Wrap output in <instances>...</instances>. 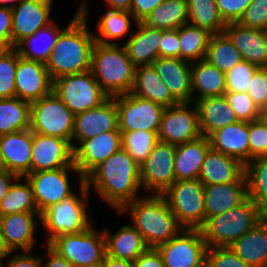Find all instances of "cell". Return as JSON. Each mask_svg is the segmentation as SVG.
<instances>
[{
	"instance_id": "obj_27",
	"label": "cell",
	"mask_w": 267,
	"mask_h": 267,
	"mask_svg": "<svg viewBox=\"0 0 267 267\" xmlns=\"http://www.w3.org/2000/svg\"><path fill=\"white\" fill-rule=\"evenodd\" d=\"M111 231L109 225H104L102 230L106 242V255L116 259L134 261L143 254L149 246L143 236L131 225L129 221ZM127 222V223H126ZM108 226V227H107Z\"/></svg>"
},
{
	"instance_id": "obj_61",
	"label": "cell",
	"mask_w": 267,
	"mask_h": 267,
	"mask_svg": "<svg viewBox=\"0 0 267 267\" xmlns=\"http://www.w3.org/2000/svg\"><path fill=\"white\" fill-rule=\"evenodd\" d=\"M101 267H134V263L132 261L116 259L106 255Z\"/></svg>"
},
{
	"instance_id": "obj_10",
	"label": "cell",
	"mask_w": 267,
	"mask_h": 267,
	"mask_svg": "<svg viewBox=\"0 0 267 267\" xmlns=\"http://www.w3.org/2000/svg\"><path fill=\"white\" fill-rule=\"evenodd\" d=\"M75 115L52 91L31 103L30 129L32 132L68 140L72 145Z\"/></svg>"
},
{
	"instance_id": "obj_11",
	"label": "cell",
	"mask_w": 267,
	"mask_h": 267,
	"mask_svg": "<svg viewBox=\"0 0 267 267\" xmlns=\"http://www.w3.org/2000/svg\"><path fill=\"white\" fill-rule=\"evenodd\" d=\"M53 92L74 115L96 108L109 98L90 70L53 80Z\"/></svg>"
},
{
	"instance_id": "obj_59",
	"label": "cell",
	"mask_w": 267,
	"mask_h": 267,
	"mask_svg": "<svg viewBox=\"0 0 267 267\" xmlns=\"http://www.w3.org/2000/svg\"><path fill=\"white\" fill-rule=\"evenodd\" d=\"M19 178L14 173L0 167V201L7 195L12 184Z\"/></svg>"
},
{
	"instance_id": "obj_4",
	"label": "cell",
	"mask_w": 267,
	"mask_h": 267,
	"mask_svg": "<svg viewBox=\"0 0 267 267\" xmlns=\"http://www.w3.org/2000/svg\"><path fill=\"white\" fill-rule=\"evenodd\" d=\"M90 71L109 97L130 93L133 88L135 66L124 45L95 42Z\"/></svg>"
},
{
	"instance_id": "obj_62",
	"label": "cell",
	"mask_w": 267,
	"mask_h": 267,
	"mask_svg": "<svg viewBox=\"0 0 267 267\" xmlns=\"http://www.w3.org/2000/svg\"><path fill=\"white\" fill-rule=\"evenodd\" d=\"M12 253L0 232V266Z\"/></svg>"
},
{
	"instance_id": "obj_41",
	"label": "cell",
	"mask_w": 267,
	"mask_h": 267,
	"mask_svg": "<svg viewBox=\"0 0 267 267\" xmlns=\"http://www.w3.org/2000/svg\"><path fill=\"white\" fill-rule=\"evenodd\" d=\"M205 60L226 73L243 59L239 50L232 44L228 36L222 32L212 34Z\"/></svg>"
},
{
	"instance_id": "obj_58",
	"label": "cell",
	"mask_w": 267,
	"mask_h": 267,
	"mask_svg": "<svg viewBox=\"0 0 267 267\" xmlns=\"http://www.w3.org/2000/svg\"><path fill=\"white\" fill-rule=\"evenodd\" d=\"M134 267H165L163 259L157 248L149 247L134 261Z\"/></svg>"
},
{
	"instance_id": "obj_3",
	"label": "cell",
	"mask_w": 267,
	"mask_h": 267,
	"mask_svg": "<svg viewBox=\"0 0 267 267\" xmlns=\"http://www.w3.org/2000/svg\"><path fill=\"white\" fill-rule=\"evenodd\" d=\"M113 213L120 218L127 216L146 244L153 248L169 241L183 229L162 195L145 194Z\"/></svg>"
},
{
	"instance_id": "obj_52",
	"label": "cell",
	"mask_w": 267,
	"mask_h": 267,
	"mask_svg": "<svg viewBox=\"0 0 267 267\" xmlns=\"http://www.w3.org/2000/svg\"><path fill=\"white\" fill-rule=\"evenodd\" d=\"M252 0H216V5L223 21L237 23Z\"/></svg>"
},
{
	"instance_id": "obj_18",
	"label": "cell",
	"mask_w": 267,
	"mask_h": 267,
	"mask_svg": "<svg viewBox=\"0 0 267 267\" xmlns=\"http://www.w3.org/2000/svg\"><path fill=\"white\" fill-rule=\"evenodd\" d=\"M113 130H119L115 96L96 108L75 115L72 148L74 150L83 140Z\"/></svg>"
},
{
	"instance_id": "obj_40",
	"label": "cell",
	"mask_w": 267,
	"mask_h": 267,
	"mask_svg": "<svg viewBox=\"0 0 267 267\" xmlns=\"http://www.w3.org/2000/svg\"><path fill=\"white\" fill-rule=\"evenodd\" d=\"M188 23L211 34L224 31L226 23L219 14L216 0H187Z\"/></svg>"
},
{
	"instance_id": "obj_46",
	"label": "cell",
	"mask_w": 267,
	"mask_h": 267,
	"mask_svg": "<svg viewBox=\"0 0 267 267\" xmlns=\"http://www.w3.org/2000/svg\"><path fill=\"white\" fill-rule=\"evenodd\" d=\"M224 97L231 105L238 121L251 122L260 119V110L247 92L226 91Z\"/></svg>"
},
{
	"instance_id": "obj_37",
	"label": "cell",
	"mask_w": 267,
	"mask_h": 267,
	"mask_svg": "<svg viewBox=\"0 0 267 267\" xmlns=\"http://www.w3.org/2000/svg\"><path fill=\"white\" fill-rule=\"evenodd\" d=\"M31 103L18 97L0 99V135L30 129Z\"/></svg>"
},
{
	"instance_id": "obj_45",
	"label": "cell",
	"mask_w": 267,
	"mask_h": 267,
	"mask_svg": "<svg viewBox=\"0 0 267 267\" xmlns=\"http://www.w3.org/2000/svg\"><path fill=\"white\" fill-rule=\"evenodd\" d=\"M17 63L18 52L15 48L0 50V99L16 96Z\"/></svg>"
},
{
	"instance_id": "obj_33",
	"label": "cell",
	"mask_w": 267,
	"mask_h": 267,
	"mask_svg": "<svg viewBox=\"0 0 267 267\" xmlns=\"http://www.w3.org/2000/svg\"><path fill=\"white\" fill-rule=\"evenodd\" d=\"M192 102L208 97L224 96L226 92L225 73L207 60L191 63Z\"/></svg>"
},
{
	"instance_id": "obj_15",
	"label": "cell",
	"mask_w": 267,
	"mask_h": 267,
	"mask_svg": "<svg viewBox=\"0 0 267 267\" xmlns=\"http://www.w3.org/2000/svg\"><path fill=\"white\" fill-rule=\"evenodd\" d=\"M118 128L125 131H158L164 107L153 101L127 93L115 96Z\"/></svg>"
},
{
	"instance_id": "obj_42",
	"label": "cell",
	"mask_w": 267,
	"mask_h": 267,
	"mask_svg": "<svg viewBox=\"0 0 267 267\" xmlns=\"http://www.w3.org/2000/svg\"><path fill=\"white\" fill-rule=\"evenodd\" d=\"M19 212H38L31 184L25 177H19L0 201V215Z\"/></svg>"
},
{
	"instance_id": "obj_16",
	"label": "cell",
	"mask_w": 267,
	"mask_h": 267,
	"mask_svg": "<svg viewBox=\"0 0 267 267\" xmlns=\"http://www.w3.org/2000/svg\"><path fill=\"white\" fill-rule=\"evenodd\" d=\"M55 1L57 0H23L12 8L11 42L13 48L20 41L55 20V13H52L55 11Z\"/></svg>"
},
{
	"instance_id": "obj_13",
	"label": "cell",
	"mask_w": 267,
	"mask_h": 267,
	"mask_svg": "<svg viewBox=\"0 0 267 267\" xmlns=\"http://www.w3.org/2000/svg\"><path fill=\"white\" fill-rule=\"evenodd\" d=\"M201 136L198 110L194 102H179L164 109L158 130L160 142L177 146Z\"/></svg>"
},
{
	"instance_id": "obj_54",
	"label": "cell",
	"mask_w": 267,
	"mask_h": 267,
	"mask_svg": "<svg viewBox=\"0 0 267 267\" xmlns=\"http://www.w3.org/2000/svg\"><path fill=\"white\" fill-rule=\"evenodd\" d=\"M159 57L180 58L178 29L162 30Z\"/></svg>"
},
{
	"instance_id": "obj_26",
	"label": "cell",
	"mask_w": 267,
	"mask_h": 267,
	"mask_svg": "<svg viewBox=\"0 0 267 267\" xmlns=\"http://www.w3.org/2000/svg\"><path fill=\"white\" fill-rule=\"evenodd\" d=\"M137 24L130 11L105 8L96 19L93 29L96 42L123 45Z\"/></svg>"
},
{
	"instance_id": "obj_7",
	"label": "cell",
	"mask_w": 267,
	"mask_h": 267,
	"mask_svg": "<svg viewBox=\"0 0 267 267\" xmlns=\"http://www.w3.org/2000/svg\"><path fill=\"white\" fill-rule=\"evenodd\" d=\"M25 178L31 184L40 214L53 204L69 199L85 185V177L74 164L57 170L29 173Z\"/></svg>"
},
{
	"instance_id": "obj_17",
	"label": "cell",
	"mask_w": 267,
	"mask_h": 267,
	"mask_svg": "<svg viewBox=\"0 0 267 267\" xmlns=\"http://www.w3.org/2000/svg\"><path fill=\"white\" fill-rule=\"evenodd\" d=\"M39 212H19L1 216L0 232L7 246L14 251H32L39 246L38 234L41 232Z\"/></svg>"
},
{
	"instance_id": "obj_35",
	"label": "cell",
	"mask_w": 267,
	"mask_h": 267,
	"mask_svg": "<svg viewBox=\"0 0 267 267\" xmlns=\"http://www.w3.org/2000/svg\"><path fill=\"white\" fill-rule=\"evenodd\" d=\"M229 247L250 267H267V216Z\"/></svg>"
},
{
	"instance_id": "obj_63",
	"label": "cell",
	"mask_w": 267,
	"mask_h": 267,
	"mask_svg": "<svg viewBox=\"0 0 267 267\" xmlns=\"http://www.w3.org/2000/svg\"><path fill=\"white\" fill-rule=\"evenodd\" d=\"M23 0H0L1 7L13 8L20 4Z\"/></svg>"
},
{
	"instance_id": "obj_2",
	"label": "cell",
	"mask_w": 267,
	"mask_h": 267,
	"mask_svg": "<svg viewBox=\"0 0 267 267\" xmlns=\"http://www.w3.org/2000/svg\"><path fill=\"white\" fill-rule=\"evenodd\" d=\"M89 0H80V13L60 32L45 66L52 80L68 74L89 71L94 44L90 27ZM90 10V11H89ZM91 28V29H90Z\"/></svg>"
},
{
	"instance_id": "obj_43",
	"label": "cell",
	"mask_w": 267,
	"mask_h": 267,
	"mask_svg": "<svg viewBox=\"0 0 267 267\" xmlns=\"http://www.w3.org/2000/svg\"><path fill=\"white\" fill-rule=\"evenodd\" d=\"M248 197L267 214V154L245 165Z\"/></svg>"
},
{
	"instance_id": "obj_49",
	"label": "cell",
	"mask_w": 267,
	"mask_h": 267,
	"mask_svg": "<svg viewBox=\"0 0 267 267\" xmlns=\"http://www.w3.org/2000/svg\"><path fill=\"white\" fill-rule=\"evenodd\" d=\"M205 267H250L230 247L207 249Z\"/></svg>"
},
{
	"instance_id": "obj_6",
	"label": "cell",
	"mask_w": 267,
	"mask_h": 267,
	"mask_svg": "<svg viewBox=\"0 0 267 267\" xmlns=\"http://www.w3.org/2000/svg\"><path fill=\"white\" fill-rule=\"evenodd\" d=\"M267 214L249 197L222 214L209 217L199 228L208 248L229 247Z\"/></svg>"
},
{
	"instance_id": "obj_51",
	"label": "cell",
	"mask_w": 267,
	"mask_h": 267,
	"mask_svg": "<svg viewBox=\"0 0 267 267\" xmlns=\"http://www.w3.org/2000/svg\"><path fill=\"white\" fill-rule=\"evenodd\" d=\"M247 94L254 104L261 110L267 107V67L258 68L253 74Z\"/></svg>"
},
{
	"instance_id": "obj_24",
	"label": "cell",
	"mask_w": 267,
	"mask_h": 267,
	"mask_svg": "<svg viewBox=\"0 0 267 267\" xmlns=\"http://www.w3.org/2000/svg\"><path fill=\"white\" fill-rule=\"evenodd\" d=\"M151 65L178 102H192L191 62L158 57Z\"/></svg>"
},
{
	"instance_id": "obj_48",
	"label": "cell",
	"mask_w": 267,
	"mask_h": 267,
	"mask_svg": "<svg viewBox=\"0 0 267 267\" xmlns=\"http://www.w3.org/2000/svg\"><path fill=\"white\" fill-rule=\"evenodd\" d=\"M237 23L245 28L267 31V0H252Z\"/></svg>"
},
{
	"instance_id": "obj_32",
	"label": "cell",
	"mask_w": 267,
	"mask_h": 267,
	"mask_svg": "<svg viewBox=\"0 0 267 267\" xmlns=\"http://www.w3.org/2000/svg\"><path fill=\"white\" fill-rule=\"evenodd\" d=\"M210 149L209 139L205 136L177 145L174 158L176 181L199 179L202 164Z\"/></svg>"
},
{
	"instance_id": "obj_64",
	"label": "cell",
	"mask_w": 267,
	"mask_h": 267,
	"mask_svg": "<svg viewBox=\"0 0 267 267\" xmlns=\"http://www.w3.org/2000/svg\"><path fill=\"white\" fill-rule=\"evenodd\" d=\"M260 119L267 125V107L260 110Z\"/></svg>"
},
{
	"instance_id": "obj_1",
	"label": "cell",
	"mask_w": 267,
	"mask_h": 267,
	"mask_svg": "<svg viewBox=\"0 0 267 267\" xmlns=\"http://www.w3.org/2000/svg\"><path fill=\"white\" fill-rule=\"evenodd\" d=\"M85 185L94 198L109 205L114 212L145 195L140 166L122 148L96 166L85 177Z\"/></svg>"
},
{
	"instance_id": "obj_39",
	"label": "cell",
	"mask_w": 267,
	"mask_h": 267,
	"mask_svg": "<svg viewBox=\"0 0 267 267\" xmlns=\"http://www.w3.org/2000/svg\"><path fill=\"white\" fill-rule=\"evenodd\" d=\"M212 34L189 23L178 28L180 59L195 62L205 59Z\"/></svg>"
},
{
	"instance_id": "obj_31",
	"label": "cell",
	"mask_w": 267,
	"mask_h": 267,
	"mask_svg": "<svg viewBox=\"0 0 267 267\" xmlns=\"http://www.w3.org/2000/svg\"><path fill=\"white\" fill-rule=\"evenodd\" d=\"M80 13L77 5L74 14L66 24H60L54 20L48 26L39 29L35 34L20 41L14 48L19 56L46 63L50 53L56 44L60 32ZM62 25V26H61Z\"/></svg>"
},
{
	"instance_id": "obj_60",
	"label": "cell",
	"mask_w": 267,
	"mask_h": 267,
	"mask_svg": "<svg viewBox=\"0 0 267 267\" xmlns=\"http://www.w3.org/2000/svg\"><path fill=\"white\" fill-rule=\"evenodd\" d=\"M99 3H100V7L104 6V8L130 11L132 0H97V1L95 0V5L98 6Z\"/></svg>"
},
{
	"instance_id": "obj_38",
	"label": "cell",
	"mask_w": 267,
	"mask_h": 267,
	"mask_svg": "<svg viewBox=\"0 0 267 267\" xmlns=\"http://www.w3.org/2000/svg\"><path fill=\"white\" fill-rule=\"evenodd\" d=\"M143 23L162 30L178 29L188 23L187 0H165L151 11Z\"/></svg>"
},
{
	"instance_id": "obj_55",
	"label": "cell",
	"mask_w": 267,
	"mask_h": 267,
	"mask_svg": "<svg viewBox=\"0 0 267 267\" xmlns=\"http://www.w3.org/2000/svg\"><path fill=\"white\" fill-rule=\"evenodd\" d=\"M12 9L0 6V50L13 48L11 42Z\"/></svg>"
},
{
	"instance_id": "obj_23",
	"label": "cell",
	"mask_w": 267,
	"mask_h": 267,
	"mask_svg": "<svg viewBox=\"0 0 267 267\" xmlns=\"http://www.w3.org/2000/svg\"><path fill=\"white\" fill-rule=\"evenodd\" d=\"M239 50L242 59L258 68L267 67V31L245 28L238 23H227L224 31Z\"/></svg>"
},
{
	"instance_id": "obj_5",
	"label": "cell",
	"mask_w": 267,
	"mask_h": 267,
	"mask_svg": "<svg viewBox=\"0 0 267 267\" xmlns=\"http://www.w3.org/2000/svg\"><path fill=\"white\" fill-rule=\"evenodd\" d=\"M91 199H93L92 195L84 185L69 199L55 203L44 210L41 213L40 230L43 243L49 244L60 235L83 232L96 222L94 217L92 218L94 213L91 214L93 208L89 207Z\"/></svg>"
},
{
	"instance_id": "obj_25",
	"label": "cell",
	"mask_w": 267,
	"mask_h": 267,
	"mask_svg": "<svg viewBox=\"0 0 267 267\" xmlns=\"http://www.w3.org/2000/svg\"><path fill=\"white\" fill-rule=\"evenodd\" d=\"M248 198L244 174L237 182L204 185L205 220L240 205Z\"/></svg>"
},
{
	"instance_id": "obj_28",
	"label": "cell",
	"mask_w": 267,
	"mask_h": 267,
	"mask_svg": "<svg viewBox=\"0 0 267 267\" xmlns=\"http://www.w3.org/2000/svg\"><path fill=\"white\" fill-rule=\"evenodd\" d=\"M208 139L213 150L235 157L244 165L250 162L248 122L231 123L212 132Z\"/></svg>"
},
{
	"instance_id": "obj_47",
	"label": "cell",
	"mask_w": 267,
	"mask_h": 267,
	"mask_svg": "<svg viewBox=\"0 0 267 267\" xmlns=\"http://www.w3.org/2000/svg\"><path fill=\"white\" fill-rule=\"evenodd\" d=\"M257 69V66L245 60L239 62L225 73L226 91L247 92L251 78Z\"/></svg>"
},
{
	"instance_id": "obj_57",
	"label": "cell",
	"mask_w": 267,
	"mask_h": 267,
	"mask_svg": "<svg viewBox=\"0 0 267 267\" xmlns=\"http://www.w3.org/2000/svg\"><path fill=\"white\" fill-rule=\"evenodd\" d=\"M165 0H132L130 13L137 22H143L153 9Z\"/></svg>"
},
{
	"instance_id": "obj_14",
	"label": "cell",
	"mask_w": 267,
	"mask_h": 267,
	"mask_svg": "<svg viewBox=\"0 0 267 267\" xmlns=\"http://www.w3.org/2000/svg\"><path fill=\"white\" fill-rule=\"evenodd\" d=\"M176 146L158 142L140 166L141 186L145 194L162 195L175 181Z\"/></svg>"
},
{
	"instance_id": "obj_36",
	"label": "cell",
	"mask_w": 267,
	"mask_h": 267,
	"mask_svg": "<svg viewBox=\"0 0 267 267\" xmlns=\"http://www.w3.org/2000/svg\"><path fill=\"white\" fill-rule=\"evenodd\" d=\"M198 110L202 136L238 121L235 112L224 96L208 97L194 102Z\"/></svg>"
},
{
	"instance_id": "obj_21",
	"label": "cell",
	"mask_w": 267,
	"mask_h": 267,
	"mask_svg": "<svg viewBox=\"0 0 267 267\" xmlns=\"http://www.w3.org/2000/svg\"><path fill=\"white\" fill-rule=\"evenodd\" d=\"M122 148L121 131L113 130L83 140L74 150V165L86 177L96 166Z\"/></svg>"
},
{
	"instance_id": "obj_53",
	"label": "cell",
	"mask_w": 267,
	"mask_h": 267,
	"mask_svg": "<svg viewBox=\"0 0 267 267\" xmlns=\"http://www.w3.org/2000/svg\"><path fill=\"white\" fill-rule=\"evenodd\" d=\"M41 250L14 251L0 267H42Z\"/></svg>"
},
{
	"instance_id": "obj_20",
	"label": "cell",
	"mask_w": 267,
	"mask_h": 267,
	"mask_svg": "<svg viewBox=\"0 0 267 267\" xmlns=\"http://www.w3.org/2000/svg\"><path fill=\"white\" fill-rule=\"evenodd\" d=\"M16 97L33 103L53 91V80L45 63L18 54L15 76Z\"/></svg>"
},
{
	"instance_id": "obj_22",
	"label": "cell",
	"mask_w": 267,
	"mask_h": 267,
	"mask_svg": "<svg viewBox=\"0 0 267 267\" xmlns=\"http://www.w3.org/2000/svg\"><path fill=\"white\" fill-rule=\"evenodd\" d=\"M31 129L0 135L1 166L19 177L31 173Z\"/></svg>"
},
{
	"instance_id": "obj_9",
	"label": "cell",
	"mask_w": 267,
	"mask_h": 267,
	"mask_svg": "<svg viewBox=\"0 0 267 267\" xmlns=\"http://www.w3.org/2000/svg\"><path fill=\"white\" fill-rule=\"evenodd\" d=\"M162 196L186 229H199L205 223L204 185L199 179L175 181Z\"/></svg>"
},
{
	"instance_id": "obj_34",
	"label": "cell",
	"mask_w": 267,
	"mask_h": 267,
	"mask_svg": "<svg viewBox=\"0 0 267 267\" xmlns=\"http://www.w3.org/2000/svg\"><path fill=\"white\" fill-rule=\"evenodd\" d=\"M131 93L153 101L164 108L179 103L171 95L169 88L158 76L152 65L135 67L134 85Z\"/></svg>"
},
{
	"instance_id": "obj_29",
	"label": "cell",
	"mask_w": 267,
	"mask_h": 267,
	"mask_svg": "<svg viewBox=\"0 0 267 267\" xmlns=\"http://www.w3.org/2000/svg\"><path fill=\"white\" fill-rule=\"evenodd\" d=\"M162 29L137 22L133 33L123 44L135 67L151 65L159 57Z\"/></svg>"
},
{
	"instance_id": "obj_50",
	"label": "cell",
	"mask_w": 267,
	"mask_h": 267,
	"mask_svg": "<svg viewBox=\"0 0 267 267\" xmlns=\"http://www.w3.org/2000/svg\"><path fill=\"white\" fill-rule=\"evenodd\" d=\"M250 161L267 154V125L261 120L249 122Z\"/></svg>"
},
{
	"instance_id": "obj_44",
	"label": "cell",
	"mask_w": 267,
	"mask_h": 267,
	"mask_svg": "<svg viewBox=\"0 0 267 267\" xmlns=\"http://www.w3.org/2000/svg\"><path fill=\"white\" fill-rule=\"evenodd\" d=\"M121 142L122 149H124L137 164L141 165L159 142L158 131L136 130L121 132Z\"/></svg>"
},
{
	"instance_id": "obj_8",
	"label": "cell",
	"mask_w": 267,
	"mask_h": 267,
	"mask_svg": "<svg viewBox=\"0 0 267 267\" xmlns=\"http://www.w3.org/2000/svg\"><path fill=\"white\" fill-rule=\"evenodd\" d=\"M49 245L74 267H99L106 256L104 233L95 222L83 232L60 235Z\"/></svg>"
},
{
	"instance_id": "obj_30",
	"label": "cell",
	"mask_w": 267,
	"mask_h": 267,
	"mask_svg": "<svg viewBox=\"0 0 267 267\" xmlns=\"http://www.w3.org/2000/svg\"><path fill=\"white\" fill-rule=\"evenodd\" d=\"M245 174V165L235 157L212 148L202 164L199 180L203 185L237 182Z\"/></svg>"
},
{
	"instance_id": "obj_19",
	"label": "cell",
	"mask_w": 267,
	"mask_h": 267,
	"mask_svg": "<svg viewBox=\"0 0 267 267\" xmlns=\"http://www.w3.org/2000/svg\"><path fill=\"white\" fill-rule=\"evenodd\" d=\"M73 164L74 152L68 140L33 132L31 173L57 170Z\"/></svg>"
},
{
	"instance_id": "obj_56",
	"label": "cell",
	"mask_w": 267,
	"mask_h": 267,
	"mask_svg": "<svg viewBox=\"0 0 267 267\" xmlns=\"http://www.w3.org/2000/svg\"><path fill=\"white\" fill-rule=\"evenodd\" d=\"M40 249L44 250L41 253L42 267H74L67 259L63 258L57 251H55L49 244L38 242Z\"/></svg>"
},
{
	"instance_id": "obj_12",
	"label": "cell",
	"mask_w": 267,
	"mask_h": 267,
	"mask_svg": "<svg viewBox=\"0 0 267 267\" xmlns=\"http://www.w3.org/2000/svg\"><path fill=\"white\" fill-rule=\"evenodd\" d=\"M165 267H205L207 244L199 229L183 228L169 241L158 245Z\"/></svg>"
}]
</instances>
